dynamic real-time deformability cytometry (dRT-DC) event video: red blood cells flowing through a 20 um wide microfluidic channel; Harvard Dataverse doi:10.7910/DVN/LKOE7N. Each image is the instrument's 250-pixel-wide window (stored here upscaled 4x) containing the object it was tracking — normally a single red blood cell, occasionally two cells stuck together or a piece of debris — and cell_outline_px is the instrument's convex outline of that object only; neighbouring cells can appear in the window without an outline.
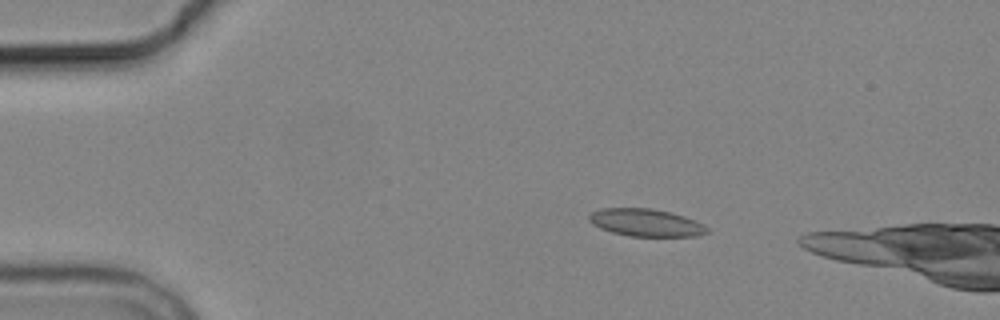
{"species": "common noctule bat (a hibernating species)", "species_latin": "Nyctalus noctula", "temperature_condition": "cold", "stored_images_in_passage": 3, "camera_frame_rate_fps": 3000, "um_per_image_px": 0.085, "animal": {"sex": "male", "body_mass_g": 19.2, "forearm_length_mm": 51.8}, "frame": {"image": 1, "passage_image": 1, "time_ms": 0.0, "image_size_px": [1000, 320], "cell_outline_px": [[708, 232], [696, 236], [628, 236], [612, 232], [600, 228], [592, 224], [588, 220], [588, 216], [592, 212], [600, 208], [652, 208], [672, 212], [684, 216], [704, 224], [708, 228]], "centroid_in_image_um": [54.89, 18.91], "position_along_channel_um": 30.1, "area_um2": 19.02}}